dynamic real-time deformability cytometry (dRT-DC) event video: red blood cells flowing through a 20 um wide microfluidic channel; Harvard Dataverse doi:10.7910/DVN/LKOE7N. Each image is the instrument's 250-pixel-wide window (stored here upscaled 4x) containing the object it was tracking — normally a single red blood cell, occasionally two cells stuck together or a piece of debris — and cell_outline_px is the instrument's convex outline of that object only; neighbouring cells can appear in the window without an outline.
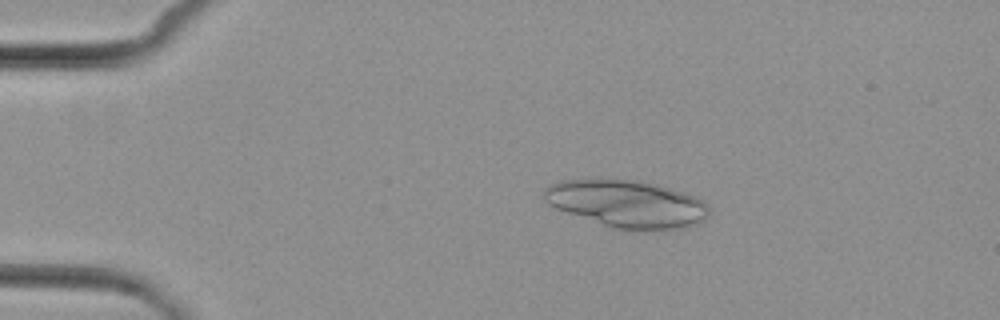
{"species": "common noctule bat (a hibernating species)", "species_latin": "Nyctalus noctula", "temperature_condition": "cold", "stored_images_in_passage": 3, "camera_frame_rate_fps": 3000, "um_per_image_px": 0.085, "animal": {"sex": "female", "body_mass_g": 29.2, "forearm_length_mm": 56.3}, "frame": {"image": 1, "passage_image": 2, "time_ms": 1.333, "image_size_px": [1000, 320], "cell_outline_px": [[712, 208], [708, 216], [704, 220], [688, 228], [612, 228], [556, 208], [548, 204], [544, 200], [544, 188], [560, 180], [636, 180], [668, 188], [704, 200]], "centroid_in_image_um": [53.3, 17.32], "position_along_channel_um": 31.7, "area_um2": 44.56}}